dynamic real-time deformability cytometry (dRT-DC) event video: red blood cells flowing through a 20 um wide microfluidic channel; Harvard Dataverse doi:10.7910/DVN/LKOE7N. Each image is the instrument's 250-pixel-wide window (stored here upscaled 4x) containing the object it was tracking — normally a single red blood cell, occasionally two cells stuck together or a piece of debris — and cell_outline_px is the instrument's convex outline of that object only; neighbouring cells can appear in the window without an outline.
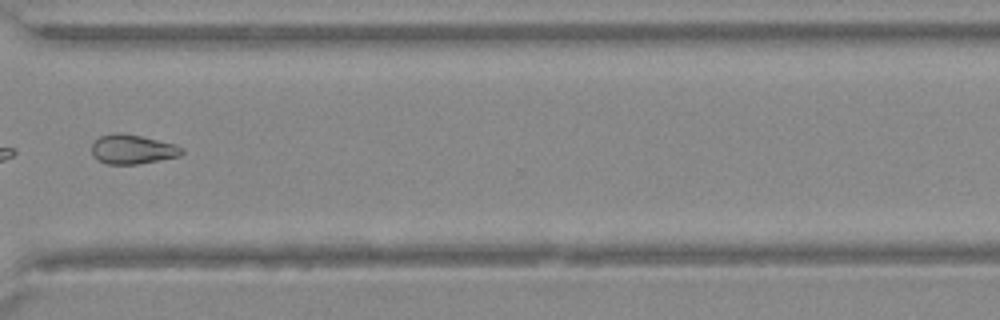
{"species": "Egyptian fruit bat (a non-hibernating species)", "species_latin": "Rousettus aegyptiacus", "temperature_condition": "warm", "stored_images_in_passage": 31, "camera_frame_rate_fps": 3000, "um_per_image_px": 0.085, "animal": {"sex": "female"}, "frame": {"image": 1, "passage_image": 22, "time_ms": 7.0, "image_size_px": [1000, 320], "cell_outline_px": [[184, 152], [180, 156], [160, 160], [136, 164], [108, 164], [92, 156], [92, 144], [100, 136], [112, 132], [120, 132], [140, 136], [176, 144], [184, 148]], "centroid_in_image_um": [11.28, 12.68], "position_along_channel_um": 359.3, "area_um2": 15.49}}